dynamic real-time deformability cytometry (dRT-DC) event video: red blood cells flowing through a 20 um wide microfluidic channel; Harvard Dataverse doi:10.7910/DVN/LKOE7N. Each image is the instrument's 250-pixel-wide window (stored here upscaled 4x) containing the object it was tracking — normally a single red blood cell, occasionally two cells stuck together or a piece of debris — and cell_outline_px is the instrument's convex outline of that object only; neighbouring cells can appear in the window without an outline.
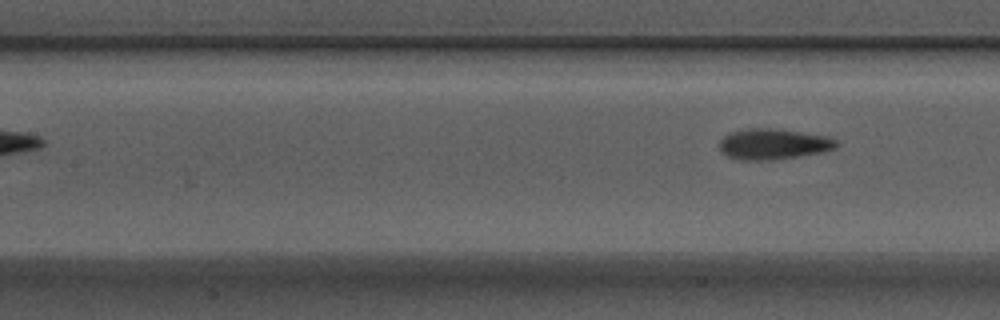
{"species": "Egyptian fruit bat (a non-hibernating species)", "species_latin": "Rousettus aegyptiacus", "temperature_condition": "warm", "stored_images_in_passage": 5, "camera_frame_rate_fps": 3000, "um_per_image_px": 0.085, "animal": {"sex": "male"}, "frame": {"image": 1, "passage_image": 5, "time_ms": 1.333, "image_size_px": [1000, 320], "cell_outline_px": [[840, 144], [836, 148], [820, 152], [796, 156], [768, 160], [744, 160], [728, 156], [720, 152], [720, 140], [728, 132], [748, 128], [772, 128], [828, 136], [836, 140]], "centroid_in_image_um": [65.71, 12.23], "position_along_channel_um": 141.7, "area_um2": 20.81}}